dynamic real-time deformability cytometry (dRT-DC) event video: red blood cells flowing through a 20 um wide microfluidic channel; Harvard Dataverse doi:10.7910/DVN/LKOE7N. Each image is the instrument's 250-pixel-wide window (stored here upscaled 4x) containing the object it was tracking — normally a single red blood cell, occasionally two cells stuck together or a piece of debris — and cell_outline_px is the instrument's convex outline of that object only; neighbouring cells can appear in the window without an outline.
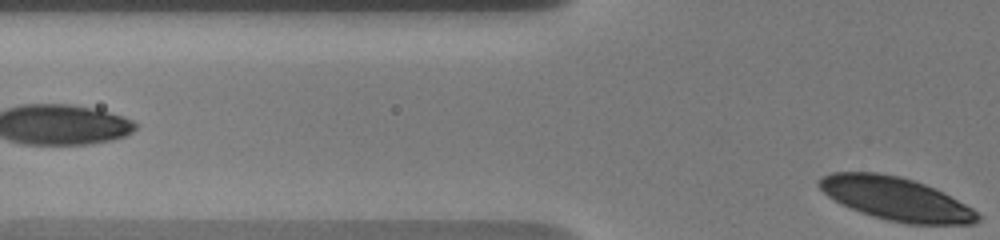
{"species": "human", "species_latin": "Homo sapiens", "temperature_condition": "warm", "stored_images_in_passage": 14, "segment_of_instrument_passage": [2, 2], "camera_frame_rate_fps": 3000, "um_per_image_px": 0.085, "donor": {"sex": "male"}, "frame": {"image": 1, "passage_image": 14, "time_ms": 8.0, "image_size_px": [1000, 240], "cell_outline_px": [[980, 220], [972, 224], [908, 224], [888, 220], [872, 216], [860, 212], [840, 204], [828, 196], [816, 184], [816, 180], [820, 176], [832, 172], [876, 172], [900, 176], [924, 184], [972, 208], [980, 216]], "centroid_in_image_um": [76.08, 16.89], "position_along_channel_um": 49.7, "area_um2": 39.59}}